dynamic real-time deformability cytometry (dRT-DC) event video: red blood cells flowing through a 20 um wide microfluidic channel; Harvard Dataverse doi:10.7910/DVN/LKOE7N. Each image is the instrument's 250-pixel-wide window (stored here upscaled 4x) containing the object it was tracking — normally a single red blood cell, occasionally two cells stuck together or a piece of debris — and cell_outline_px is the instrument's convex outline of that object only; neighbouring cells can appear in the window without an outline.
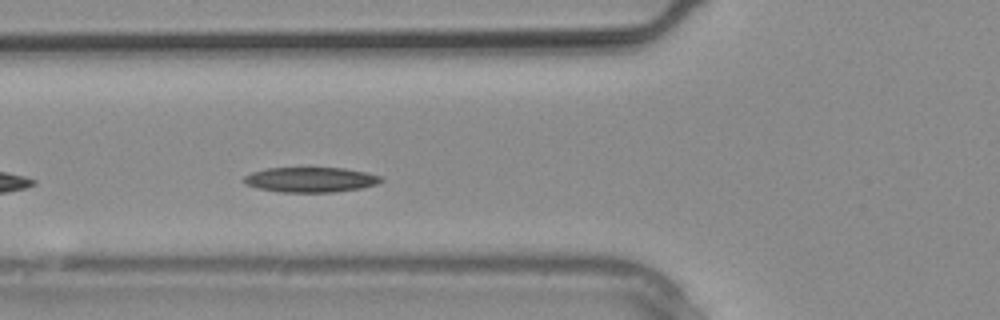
{"species": "common noctule bat (a hibernating species)", "species_latin": "Nyctalus noctula", "temperature_condition": "warm", "stored_images_in_passage": 2, "camera_frame_rate_fps": 3000, "um_per_image_px": 0.085, "animal": {"sex": "male", "body_mass_g": 20.4}, "frame": {"image": 1, "passage_image": 2, "time_ms": 0.333, "image_size_px": [1000, 320], "cell_outline_px": [[384, 180], [376, 184], [360, 188], [332, 192], [280, 192], [260, 188], [244, 184], [244, 176], [252, 172], [264, 168], [344, 168], [364, 172], [380, 176]], "centroid_in_image_um": [26.37, 15.27], "position_along_channel_um": 99.4, "area_um2": 19.83}}